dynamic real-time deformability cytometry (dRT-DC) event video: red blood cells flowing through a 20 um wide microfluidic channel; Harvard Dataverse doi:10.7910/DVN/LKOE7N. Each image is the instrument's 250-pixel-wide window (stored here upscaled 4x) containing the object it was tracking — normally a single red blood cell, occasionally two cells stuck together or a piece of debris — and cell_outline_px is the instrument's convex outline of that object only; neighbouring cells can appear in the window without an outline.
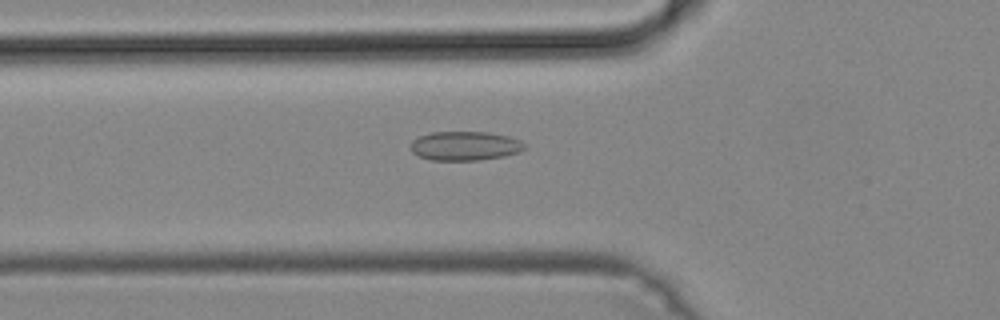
{"species": "common noctule bat (a hibernating species)", "species_latin": "Nyctalus noctula", "temperature_condition": "cold", "stored_images_in_passage": 41, "camera_frame_rate_fps": 3000, "um_per_image_px": 0.085, "animal": {"sex": "male", "body_mass_g": 19.2, "forearm_length_mm": 51.8}, "frame": {"image": 1, "passage_image": 9, "time_ms": 2.667, "image_size_px": [1000, 320], "cell_outline_px": [[524, 148], [520, 152], [504, 156], [480, 160], [432, 160], [416, 156], [412, 152], [412, 140], [420, 136], [432, 132], [488, 132], [508, 136], [520, 140], [524, 144]], "centroid_in_image_um": [39.52, 12.4], "position_along_channel_um": 86.3, "area_um2": 19.31}}
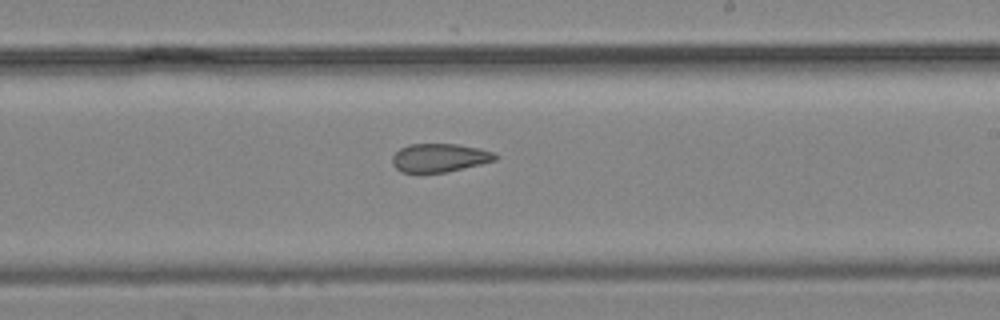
{"frame": {"image": 2, "passage_image": 21, "time_ms": 6.667, "image_size_px": [1000, 320], "cell_outline_px": [[500, 156], [496, 160], [480, 164], [444, 172], [400, 172], [392, 164], [392, 156], [400, 148], [408, 144], [456, 144], [480, 148], [496, 152]], "centroid_in_image_um": [37.38, 13.39], "position_along_channel_um": 251.6, "area_um2": 17.11}}
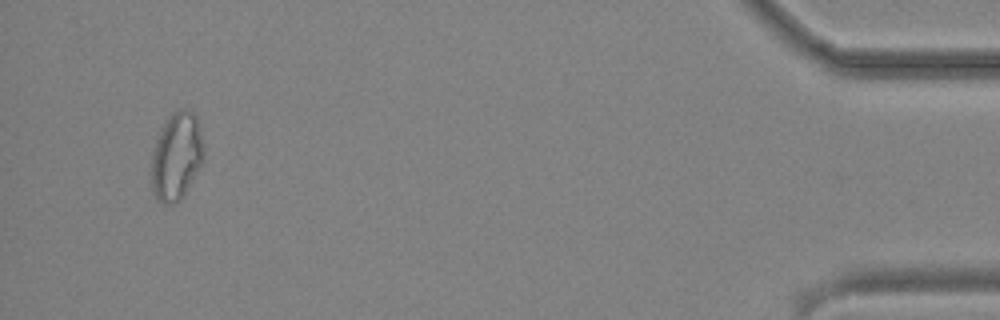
{"frame": {"image": 3, "passage_image": 39, "time_ms": 12.667, "image_size_px": [1000, 320], "cell_outline_px": [[204, 160], [184, 196], [176, 204], [164, 204], [156, 200], [152, 192], [152, 152], [156, 140], [164, 120], [172, 112], [180, 108], [184, 108], [192, 112], [196, 116], [204, 148]], "centroid_in_image_um": [15.0, 13.3], "position_along_channel_um": 420.2, "area_um2": 27.11}}